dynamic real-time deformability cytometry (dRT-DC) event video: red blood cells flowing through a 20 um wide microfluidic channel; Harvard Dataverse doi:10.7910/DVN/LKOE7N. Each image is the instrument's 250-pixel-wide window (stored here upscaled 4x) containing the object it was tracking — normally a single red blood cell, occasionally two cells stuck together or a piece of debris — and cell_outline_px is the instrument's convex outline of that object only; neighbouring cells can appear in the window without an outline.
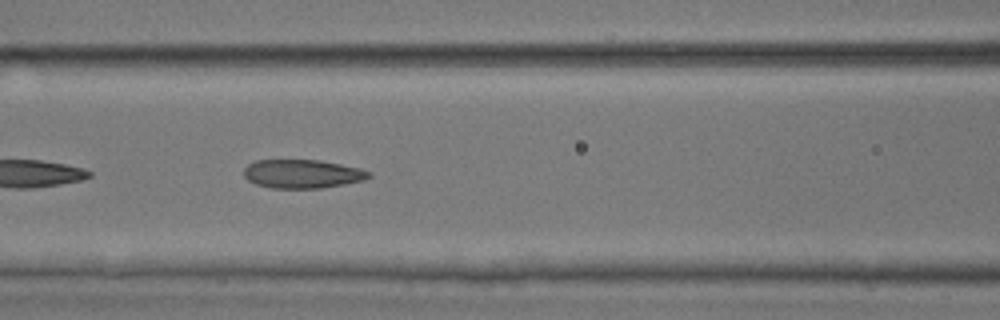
{"species": "common noctule bat (a hibernating species)", "species_latin": "Nyctalus noctula", "temperature_condition": "room temperature", "stored_images_in_passage": 23, "camera_frame_rate_fps": 3000, "um_per_image_px": 0.085, "animal": {"sex": "male", "body_mass_g": 17.9, "forearm_length_mm": 54.2}, "frame": {"image": 1, "passage_image": 20, "time_ms": 6.333, "image_size_px": [1000, 320], "cell_outline_px": [[372, 176], [364, 180], [344, 184], [320, 188], [272, 188], [256, 184], [248, 180], [244, 176], [244, 168], [248, 164], [256, 160], [320, 160], [360, 168], [372, 172]], "centroid_in_image_um": [25.71, 14.77], "position_along_channel_um": 140.9, "area_um2": 20.92}}